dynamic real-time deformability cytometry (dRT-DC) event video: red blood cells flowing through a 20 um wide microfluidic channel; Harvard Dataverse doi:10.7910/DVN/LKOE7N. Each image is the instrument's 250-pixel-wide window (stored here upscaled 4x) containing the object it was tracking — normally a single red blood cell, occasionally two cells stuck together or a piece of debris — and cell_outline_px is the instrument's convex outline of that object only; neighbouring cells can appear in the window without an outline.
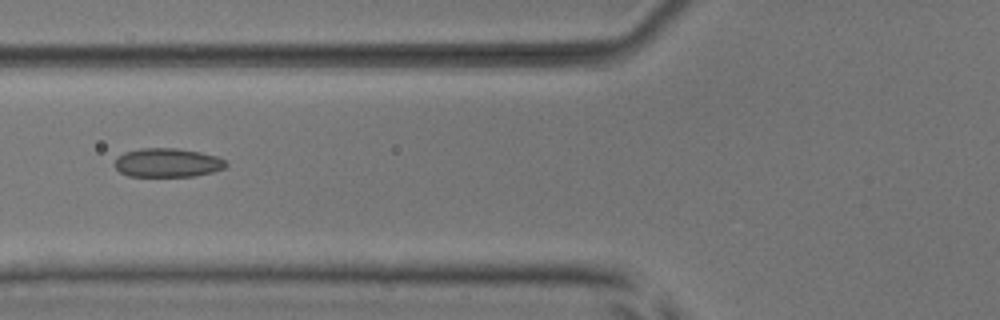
{"species": "common noctule bat (a hibernating species)", "species_latin": "Nyctalus noctula", "temperature_condition": "room temperature", "stored_images_in_passage": 7, "camera_frame_rate_fps": 3000, "um_per_image_px": 0.085, "animal": {"sex": "male", "body_mass_g": 17.9, "forearm_length_mm": 54.2}, "frame": {"image": 1, "passage_image": 6, "time_ms": 6.667, "image_size_px": [1000, 320], "cell_outline_px": [[228, 164], [224, 168], [212, 172], [192, 176], [128, 176], [120, 172], [112, 164], [116, 156], [124, 152], [140, 148], [176, 148], [200, 152], [216, 156], [224, 160]], "centroid_in_image_um": [14.18, 13.82], "position_along_channel_um": 111.6, "area_um2": 18.84}}
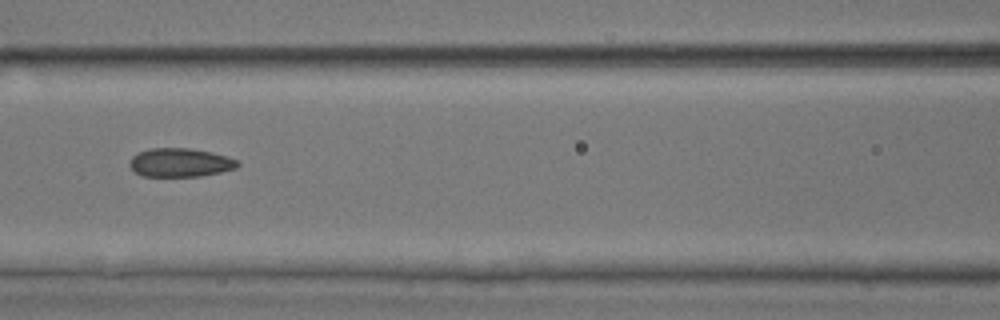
{"frame": {"image": 2, "passage_image": 7, "time_ms": 7.667, "image_size_px": [1000, 320], "cell_outline_px": [[240, 164], [236, 168], [220, 172], [200, 176], [140, 176], [128, 164], [132, 156], [140, 152], [152, 148], [188, 148], [212, 152], [236, 160]], "centroid_in_image_um": [15.29, 13.82], "position_along_channel_um": 151.3, "area_um2": 17.86}}